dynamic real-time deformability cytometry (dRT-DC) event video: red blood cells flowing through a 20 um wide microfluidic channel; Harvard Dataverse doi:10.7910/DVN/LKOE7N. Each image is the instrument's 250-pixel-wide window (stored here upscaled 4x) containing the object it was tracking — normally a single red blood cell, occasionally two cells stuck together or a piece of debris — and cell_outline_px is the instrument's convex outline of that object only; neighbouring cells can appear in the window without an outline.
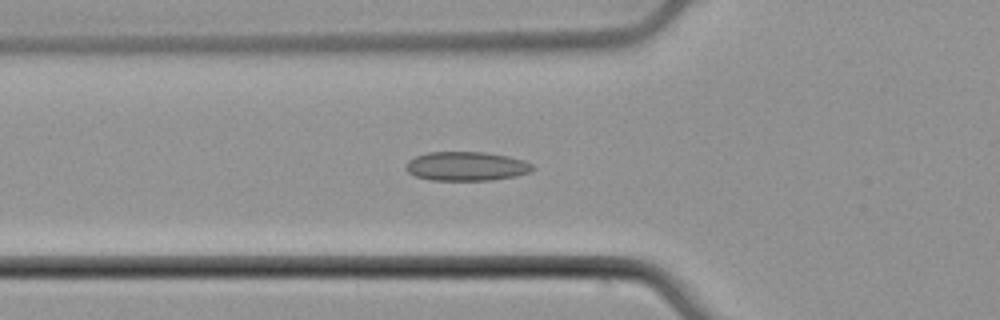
{"species": "common noctule bat (a hibernating species)", "species_latin": "Nyctalus noctula", "temperature_condition": "cold", "stored_images_in_passage": 35, "camera_frame_rate_fps": 3000, "um_per_image_px": 0.085, "animal": {"sex": "male", "body_mass_g": 21.5, "forearm_length_mm": 52.0}, "frame": {"image": 1, "passage_image": 2, "time_ms": 0.333, "image_size_px": [1000, 320], "cell_outline_px": [[532, 172], [516, 176], [492, 180], [432, 180], [416, 176], [408, 172], [404, 168], [408, 160], [416, 156], [428, 152], [484, 152], [508, 156], [524, 160], [532, 164]], "centroid_in_image_um": [39.64, 14.13], "position_along_channel_um": 86.2, "area_um2": 21.5}}
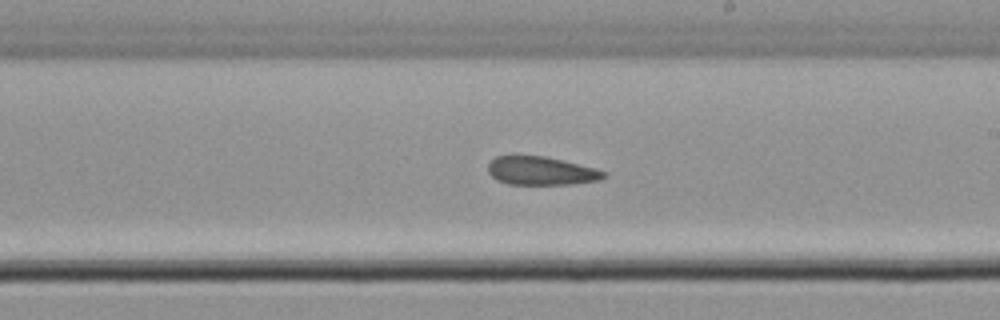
{"frame": {"image": 2, "passage_image": 14, "time_ms": 4.333, "image_size_px": [1000, 320], "cell_outline_px": [[608, 176], [600, 180], [572, 184], [508, 184], [496, 180], [488, 172], [488, 164], [496, 156], [544, 156], [608, 172]], "centroid_in_image_um": [45.99, 14.54], "position_along_channel_um": 243.0, "area_um2": 18.96}}
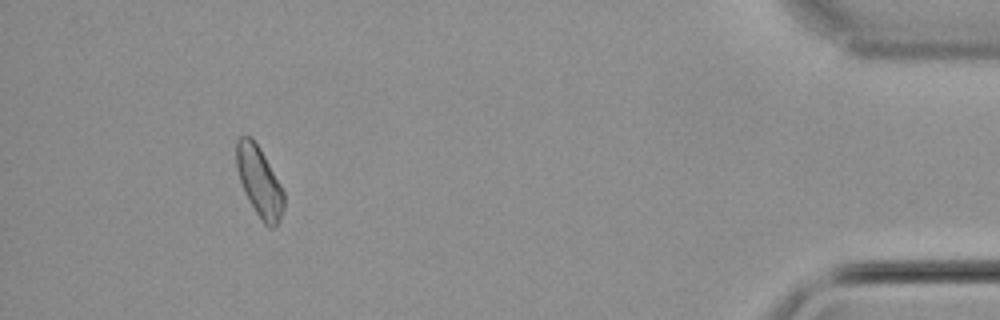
{"frame": {"image": 3, "passage_image": 32, "time_ms": 10.333, "image_size_px": [1000, 320], "cell_outline_px": [[284, 208], [280, 220], [276, 228], [268, 228], [264, 224], [248, 200], [244, 192], [236, 168], [236, 140], [240, 136], [252, 136], [260, 148], [280, 184], [284, 192]], "centroid_in_image_um": [22.04, 15.45], "position_along_channel_um": 413.2, "area_um2": 19.54}}